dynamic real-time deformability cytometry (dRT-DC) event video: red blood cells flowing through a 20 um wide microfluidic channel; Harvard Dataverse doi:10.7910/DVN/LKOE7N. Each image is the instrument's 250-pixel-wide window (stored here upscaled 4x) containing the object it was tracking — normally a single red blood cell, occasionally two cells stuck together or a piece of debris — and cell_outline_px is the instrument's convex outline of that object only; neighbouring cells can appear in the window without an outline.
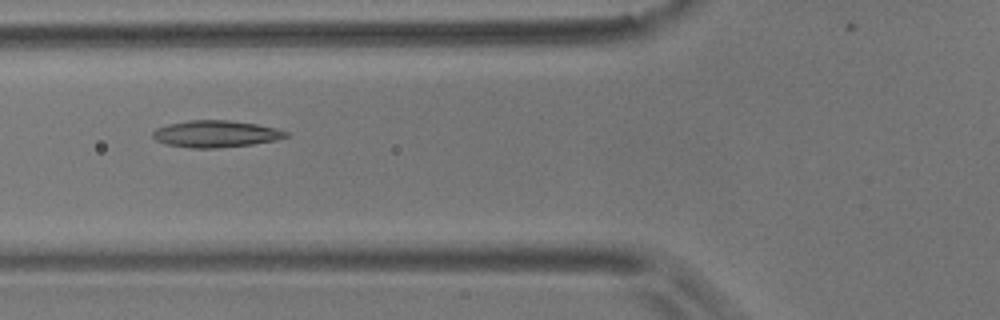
{"species": "common noctule bat (a hibernating species)", "species_latin": "Nyctalus noctula", "temperature_condition": "room temperature", "stored_images_in_passage": 12, "camera_frame_rate_fps": 3000, "um_per_image_px": 0.085, "animal": {"sex": "male", "body_mass_g": 17.9}, "frame": {"image": 1, "passage_image": 4, "time_ms": 1.0, "image_size_px": [1000, 320], "cell_outline_px": [[288, 136], [276, 140], [252, 144], [216, 148], [192, 148], [164, 144], [156, 140], [152, 136], [152, 132], [156, 128], [168, 124], [188, 120], [228, 120], [256, 124], [276, 128], [288, 132]], "centroid_in_image_um": [18.31, 11.38], "position_along_channel_um": 107.5, "area_um2": 20.81}}
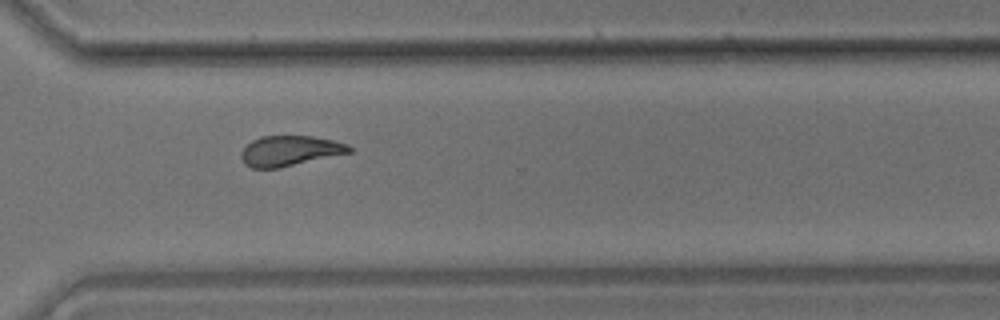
{"frame": {"image": 2, "passage_image": 10, "time_ms": 3.0, "image_size_px": [1000, 320], "cell_outline_px": [[352, 152], [280, 168], [252, 168], [244, 164], [240, 156], [240, 152], [252, 140], [260, 136], [312, 136], [332, 140], [348, 144], [352, 148]], "centroid_in_image_um": [24.62, 12.82], "position_along_channel_um": 346.0, "area_um2": 19.13}}
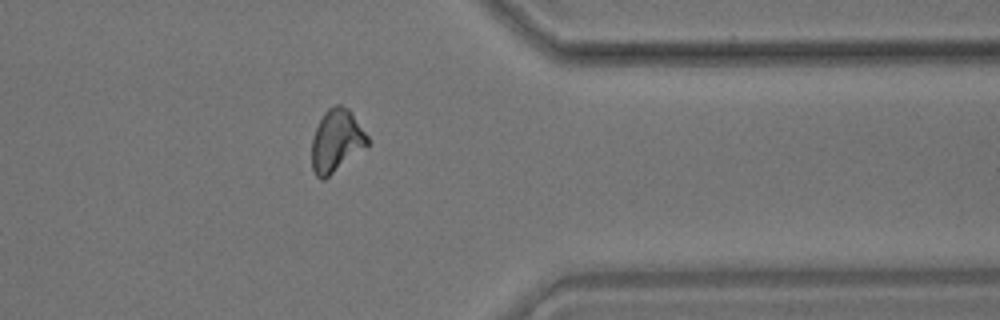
{"frame": {"image": 3, "passage_image": 11, "time_ms": 3.333, "image_size_px": [1000, 320], "cell_outline_px": [[368, 148], [324, 180], [320, 180], [316, 176], [312, 168], [312, 136], [324, 112], [328, 108], [336, 104], [340, 104], [348, 108], [352, 112], [368, 136]], "centroid_in_image_um": [28.62, 11.99], "position_along_channel_um": 382.8, "area_um2": 20.75}}